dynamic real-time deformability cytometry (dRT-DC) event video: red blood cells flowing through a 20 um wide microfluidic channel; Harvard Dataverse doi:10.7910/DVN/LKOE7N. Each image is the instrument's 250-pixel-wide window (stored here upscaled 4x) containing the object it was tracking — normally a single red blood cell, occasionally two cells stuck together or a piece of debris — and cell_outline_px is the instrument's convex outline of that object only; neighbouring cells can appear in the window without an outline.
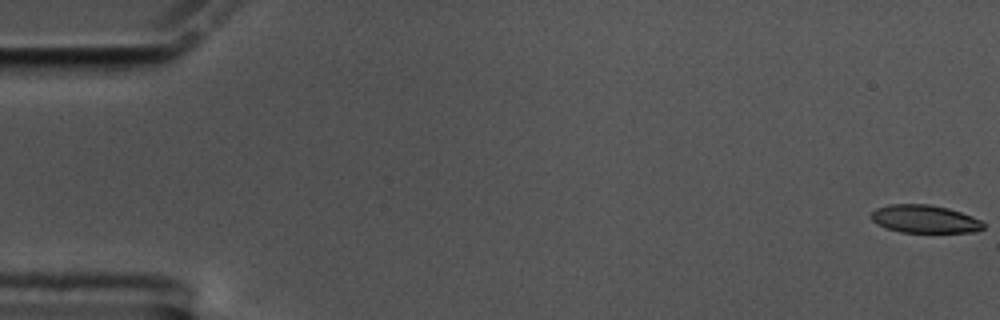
{"species": "common noctule bat (a hibernating species)", "species_latin": "Nyctalus noctula", "temperature_condition": "cold", "stored_images_in_passage": 58, "camera_frame_rate_fps": 3000, "um_per_image_px": 0.085, "animal": {"sex": "male", "body_mass_g": 17.5, "forearm_length_mm": 52.3}, "frame": {"image": 1, "passage_image": 1, "time_ms": 0.0, "image_size_px": [1000, 320], "cell_outline_px": [[984, 228], [976, 232], [900, 232], [884, 228], [876, 224], [872, 220], [872, 212], [876, 208], [888, 204], [928, 204], [948, 208], [972, 216], [980, 220], [984, 224]], "centroid_in_image_um": [78.58, 18.62], "position_along_channel_um": 6.4, "area_um2": 18.32}}
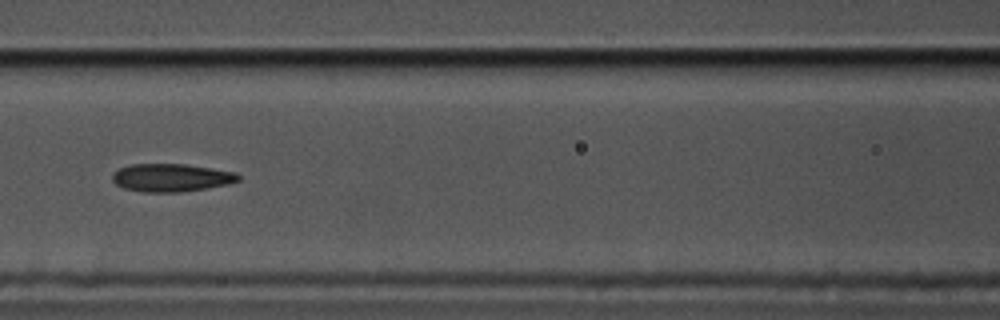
{"frame": {"image": 2, "passage_image": 26, "time_ms": 8.333, "image_size_px": [1000, 320], "cell_outline_px": [[240, 180], [228, 184], [180, 192], [144, 192], [124, 188], [116, 184], [112, 180], [112, 176], [120, 168], [128, 164], [184, 164], [212, 168], [236, 172], [240, 176]], "centroid_in_image_um": [14.56, 15.09], "position_along_channel_um": 152.0, "area_um2": 20.4}}
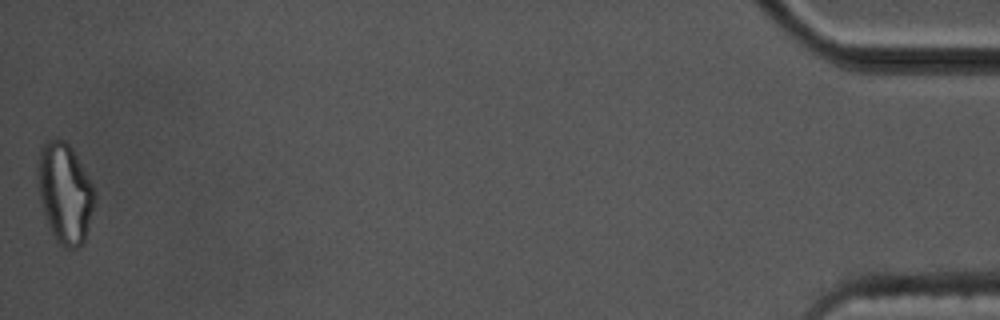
{"frame": {"image": 3, "passage_image": 58, "time_ms": 19.0, "image_size_px": [1000, 320], "cell_outline_px": [[96, 200], [84, 244], [80, 248], [64, 248], [56, 240], [44, 216], [40, 200], [36, 176], [36, 164], [40, 148], [44, 140], [56, 136], [64, 140], [72, 148], [92, 184], [96, 192]], "centroid_in_image_um": [5.49, 16.38], "position_along_channel_um": 429.7, "area_um2": 33.99}, "authors_computed_cell_mechanics": {"area_um2": 20.519, "velocity_mm_per_s": 3.5036, "shape_relaxation_time_tau1_ms": null, "shape_relaxation_time_tau2_ms": 2.8734, "deformation_change_tau1": null, "deformation_change_tau2": 0.1102}}